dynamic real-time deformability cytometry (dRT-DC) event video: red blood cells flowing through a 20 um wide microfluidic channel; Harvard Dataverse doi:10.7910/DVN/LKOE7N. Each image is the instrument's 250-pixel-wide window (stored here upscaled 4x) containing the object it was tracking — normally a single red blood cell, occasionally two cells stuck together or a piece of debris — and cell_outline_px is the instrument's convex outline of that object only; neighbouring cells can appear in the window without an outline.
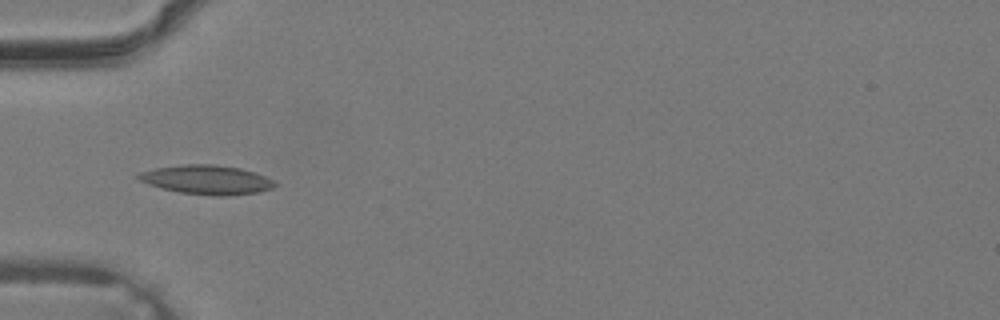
{"species": "common noctule bat (a hibernating species)", "species_latin": "Nyctalus noctula", "temperature_condition": "warm", "stored_images_in_passage": 27, "camera_frame_rate_fps": 3000, "um_per_image_px": 0.085, "animal": {"sex": "male", "body_mass_g": 19.2, "forearm_length_mm": 51.8}, "frame": {"image": 1, "passage_image": 2, "time_ms": 0.333, "image_size_px": [1000, 320], "cell_outline_px": [[280, 184], [272, 188], [256, 192], [224, 196], [220, 196], [180, 192], [160, 188], [148, 184], [140, 180], [136, 176], [140, 172], [156, 168], [184, 164], [212, 164], [240, 168], [264, 176]], "centroid_in_image_um": [17.56, 15.27], "position_along_channel_um": 67.4, "area_um2": 22.89}}
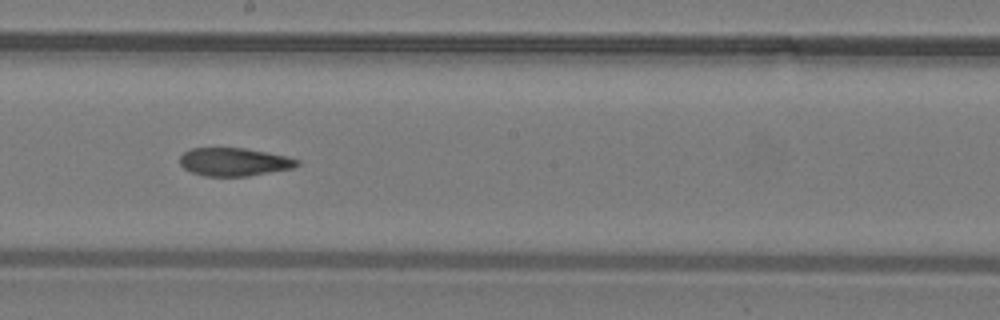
{"frame": {"image": 2, "passage_image": 11, "time_ms": 3.333, "image_size_px": [1000, 320], "cell_outline_px": [[300, 164], [292, 168], [248, 176], [204, 176], [192, 172], [184, 168], [180, 164], [180, 156], [184, 152], [192, 148], [244, 148], [288, 156], [300, 160]], "centroid_in_image_um": [19.91, 13.76], "position_along_channel_um": 228.3, "area_um2": 19.19}}
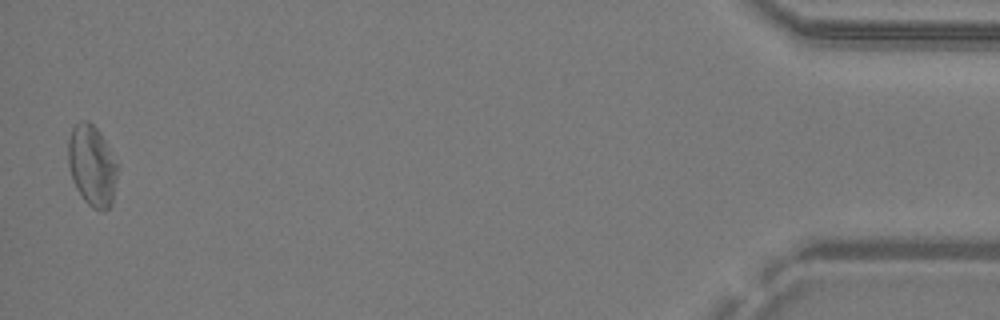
{"frame": {"image": 3, "passage_image": 27, "time_ms": 8.667, "image_size_px": [1000, 320], "cell_outline_px": [[116, 176], [112, 204], [104, 212], [100, 212], [92, 208], [84, 200], [76, 188], [72, 180], [68, 164], [68, 140], [72, 128], [80, 120], [88, 120], [100, 132], [116, 164]], "centroid_in_image_um": [7.79, 14.1], "position_along_channel_um": 427.4, "area_um2": 23.06}}